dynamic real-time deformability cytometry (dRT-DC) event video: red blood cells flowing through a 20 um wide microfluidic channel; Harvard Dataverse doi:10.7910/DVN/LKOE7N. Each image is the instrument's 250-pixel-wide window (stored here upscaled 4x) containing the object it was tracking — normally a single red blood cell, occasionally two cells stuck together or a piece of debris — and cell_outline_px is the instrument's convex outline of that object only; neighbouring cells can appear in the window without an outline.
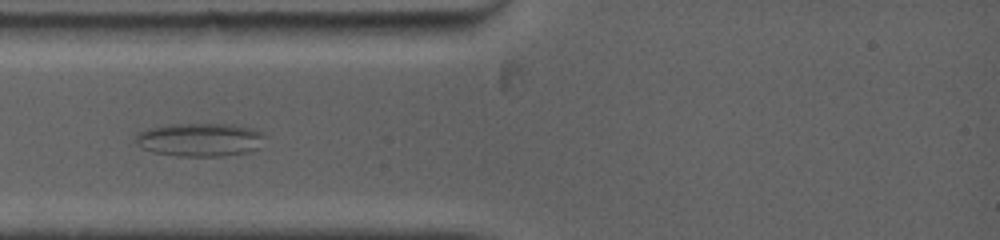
{"species": "common noctule bat (a hibernating species)", "species_latin": "Nyctalus noctula", "temperature_condition": "warm", "stored_images_in_passage": 17, "camera_frame_rate_fps": 5000, "um_per_image_px": 0.085, "animal": {"sex": "female", "body_mass_g": 19.0, "forearm_length_mm": 53.3}, "frame": {"image": 1, "passage_image": 2, "time_ms": 1.0, "image_size_px": [1000, 240], "cell_outline_px": [[264, 136], [260, 148], [248, 152], [224, 156], [180, 156], [152, 152], [140, 148], [136, 144], [136, 132], [148, 128], [172, 124], [232, 124], [264, 132]], "centroid_in_image_um": [16.97, 11.88], "position_along_channel_um": 68.0, "area_um2": 25.32}}
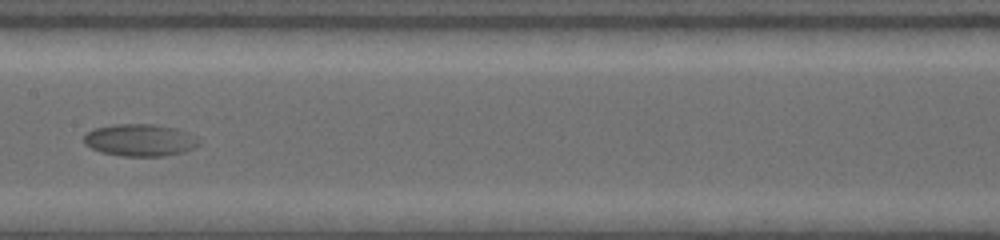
{"frame": {"image": 2, "passage_image": 9, "time_ms": 4.6, "image_size_px": [1000, 240], "cell_outline_px": [[200, 144], [196, 148], [184, 152], [164, 156], [120, 156], [100, 152], [84, 144], [84, 136], [92, 128], [116, 124], [152, 124], [176, 128], [188, 132], [196, 136], [200, 140]], "centroid_in_image_um": [11.93, 11.91], "position_along_channel_um": 195.5, "area_um2": 21.85}}
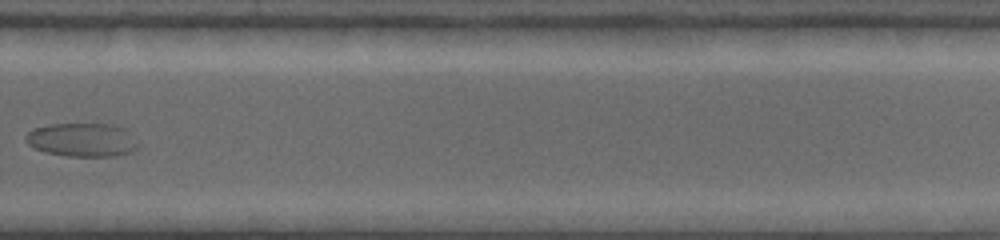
{"frame": {"image": 3, "passage_image": 16, "time_ms": 8.2, "image_size_px": [1000, 240], "cell_outline_px": [[140, 144], [136, 148], [128, 152], [112, 156], [68, 156], [44, 152], [28, 144], [24, 136], [32, 128], [48, 124], [112, 124], [124, 128], [132, 132], [140, 140]], "centroid_in_image_um": [7.02, 11.87], "position_along_channel_um": 322.8, "area_um2": 22.31}}